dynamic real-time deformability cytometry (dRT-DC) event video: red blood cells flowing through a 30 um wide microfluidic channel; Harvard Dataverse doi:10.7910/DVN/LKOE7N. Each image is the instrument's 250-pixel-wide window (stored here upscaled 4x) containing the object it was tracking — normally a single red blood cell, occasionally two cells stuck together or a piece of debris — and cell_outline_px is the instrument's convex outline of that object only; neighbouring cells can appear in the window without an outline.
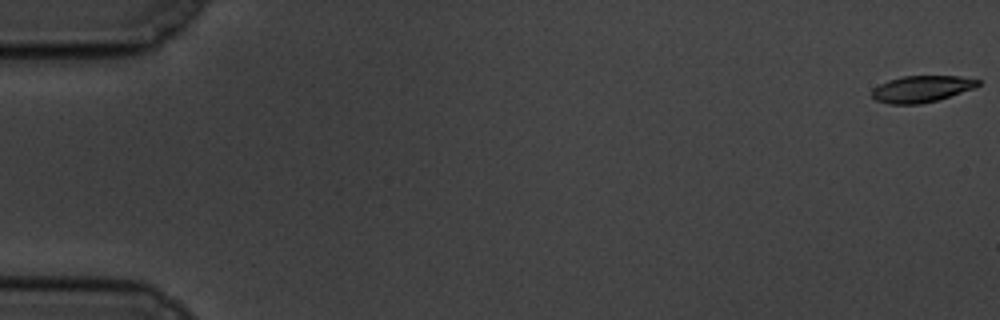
{"species": "common noctule bat (a hibernating species)", "species_latin": "Nyctalus noctula", "temperature_condition": "cold", "stored_images_in_passage": 59, "camera_frame_rate_fps": 3000, "um_per_image_px": 0.085, "animal": {"sex": "male", "body_mass_g": 19.5, "forearm_length_mm": 54.6}, "frame": {"image": 1, "passage_image": 1, "time_ms": 0.0, "image_size_px": [1000, 320], "cell_outline_px": [[980, 84], [976, 88], [936, 100], [920, 104], [888, 104], [876, 100], [872, 96], [872, 88], [888, 80], [904, 76], [960, 76], [980, 80]], "centroid_in_image_um": [78.34, 7.56], "position_along_channel_um": 6.7, "area_um2": 16.42}}
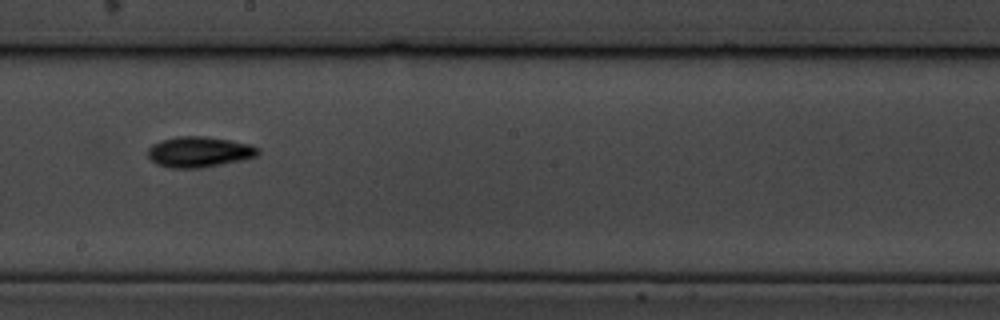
{"frame": {"image": 2, "passage_image": 34, "time_ms": 11.0, "image_size_px": [1000, 320], "cell_outline_px": [[260, 152], [256, 156], [240, 160], [200, 168], [172, 168], [156, 164], [148, 156], [148, 148], [152, 144], [160, 140], [176, 136], [208, 136], [248, 144], [260, 148]], "centroid_in_image_um": [16.89, 12.9], "position_along_channel_um": 231.3, "area_um2": 19.59}}
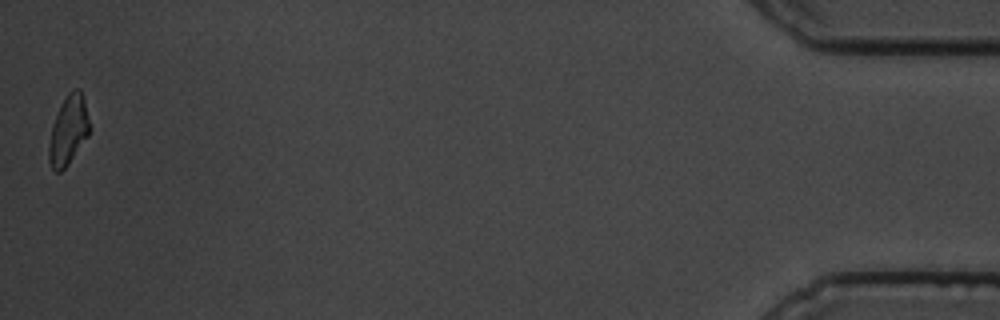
{"frame": {"image": 3, "passage_image": 59, "time_ms": 19.333, "image_size_px": [1000, 320], "cell_outline_px": [[92, 128], [88, 136], [68, 164], [60, 172], [56, 172], [52, 168], [48, 160], [48, 148], [52, 124], [60, 104], [68, 92], [72, 88], [80, 88], [84, 96]], "centroid_in_image_um": [5.84, 11.02], "position_along_channel_um": 429.4, "area_um2": 16.82}, "authors_computed_cell_mechanics": {"area_um2": 17.5712, "velocity_mm_per_s": 3.4453, "shape_relaxation_time_tau1_ms": 2.8925, "shape_relaxation_time_tau2_ms": 8.8267, "deformation_change_tau1": 0.1087, "deformation_change_tau2": 0.1492}}